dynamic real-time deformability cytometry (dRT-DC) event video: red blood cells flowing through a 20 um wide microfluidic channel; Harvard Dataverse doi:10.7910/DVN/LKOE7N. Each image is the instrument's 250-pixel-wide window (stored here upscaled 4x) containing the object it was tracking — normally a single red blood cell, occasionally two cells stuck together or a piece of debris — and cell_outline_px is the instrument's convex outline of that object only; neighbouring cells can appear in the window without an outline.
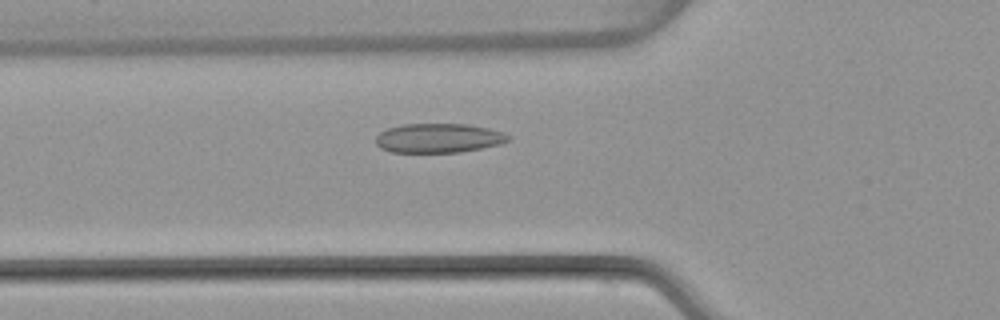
{"species": "common noctule bat (a hibernating species)", "species_latin": "Nyctalus noctula", "temperature_condition": "warm", "stored_images_in_passage": 50, "camera_frame_rate_fps": 3000, "um_per_image_px": 0.085, "animal": {"sex": "female", "body_mass_g": 22.7, "forearm_length_mm": 54.2}, "frame": {"image": 1, "passage_image": 18, "time_ms": 5.667, "image_size_px": [1000, 320], "cell_outline_px": [[512, 136], [508, 140], [500, 144], [460, 152], [392, 152], [380, 148], [376, 144], [376, 136], [380, 132], [388, 128], [400, 124], [468, 124], [488, 128], [504, 132]], "centroid_in_image_um": [37.27, 11.73], "position_along_channel_um": 88.5, "area_um2": 22.66}}
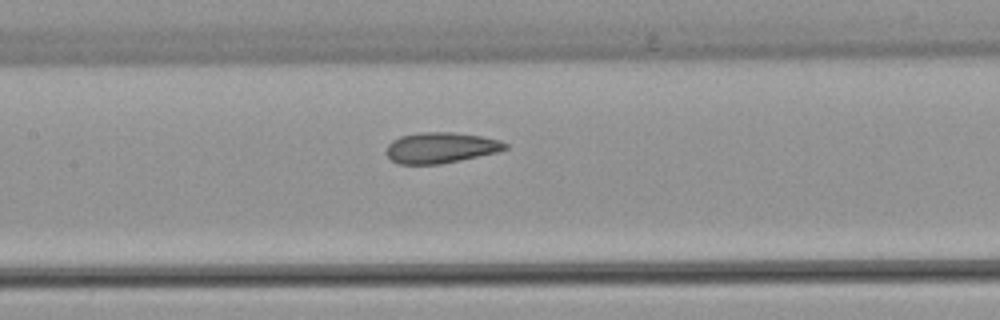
{"frame": {"image": 2, "passage_image": 24, "time_ms": 7.667, "image_size_px": [1000, 320], "cell_outline_px": [[508, 148], [500, 152], [440, 164], [400, 164], [392, 160], [388, 156], [388, 144], [392, 140], [400, 136], [420, 132], [452, 132], [480, 136], [500, 140], [508, 144]], "centroid_in_image_um": [37.5, 12.55], "position_along_channel_um": 169.9, "area_um2": 21.27}}
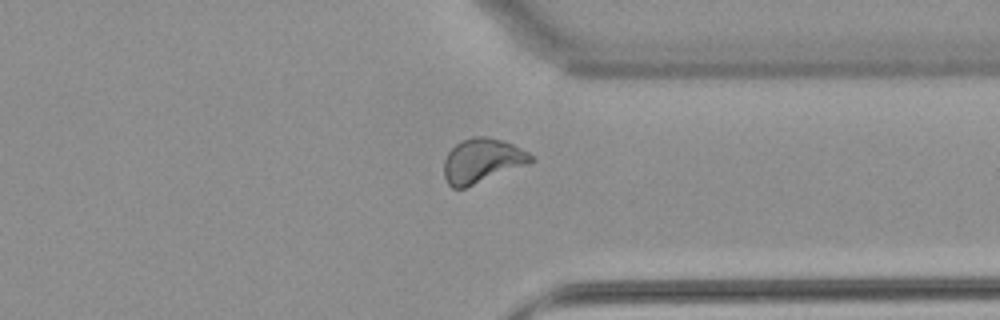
{"frame": {"image": 3, "passage_image": 39, "time_ms": 12.667, "image_size_px": [1000, 320], "cell_outline_px": [[536, 160], [528, 164], [464, 188], [452, 188], [448, 184], [444, 176], [444, 160], [448, 152], [460, 140], [472, 136], [488, 136], [504, 140], [528, 152]], "centroid_in_image_um": [40.97, 13.64], "position_along_channel_um": 370.4, "area_um2": 22.48}, "authors_computed_cell_mechanics": {"area_um2": 22.3686, "velocity_mm_per_s": 4.0411, "shape_relaxation_time_tau1_ms": null, "shape_relaxation_time_tau2_ms": 1.3246, "deformation_change_tau1": null, "deformation_change_tau2": 0.0735}}